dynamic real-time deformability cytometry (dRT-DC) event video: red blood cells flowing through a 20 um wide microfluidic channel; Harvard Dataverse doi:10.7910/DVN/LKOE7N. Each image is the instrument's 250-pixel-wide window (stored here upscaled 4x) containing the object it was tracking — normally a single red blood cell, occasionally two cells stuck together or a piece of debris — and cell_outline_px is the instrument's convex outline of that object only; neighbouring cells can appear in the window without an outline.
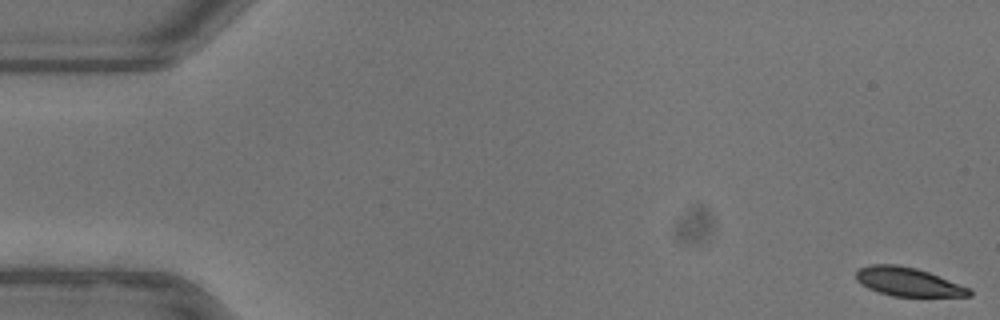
{"species": "common noctule bat (a hibernating species)", "species_latin": "Nyctalus noctula", "temperature_condition": "warm", "stored_images_in_passage": 53, "camera_frame_rate_fps": 3000, "um_per_image_px": 0.085, "animal": {"sex": "female"}, "frame": {"image": 1, "passage_image": 1, "time_ms": 0.0, "image_size_px": [1000, 320], "cell_outline_px": [[972, 296], [892, 296], [868, 288], [860, 284], [856, 280], [856, 272], [860, 268], [868, 264], [896, 264], [916, 268], [928, 272], [972, 288]], "centroid_in_image_um": [77.19, 23.95], "position_along_channel_um": 7.8, "area_um2": 18.96}}
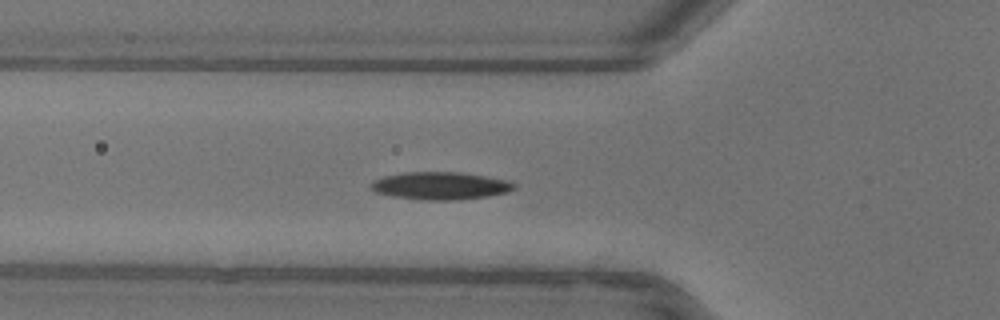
{"frame": {"image": 2, "passage_image": 19, "time_ms": 6.0, "image_size_px": [1000, 320], "cell_outline_px": [[516, 188], [508, 192], [488, 196], [456, 200], [424, 200], [392, 196], [376, 192], [372, 188], [372, 180], [384, 176], [404, 172], [460, 172], [484, 176], [504, 180], [516, 184]], "centroid_in_image_um": [37.43, 15.79], "position_along_channel_um": 88.4, "area_um2": 22.89}}
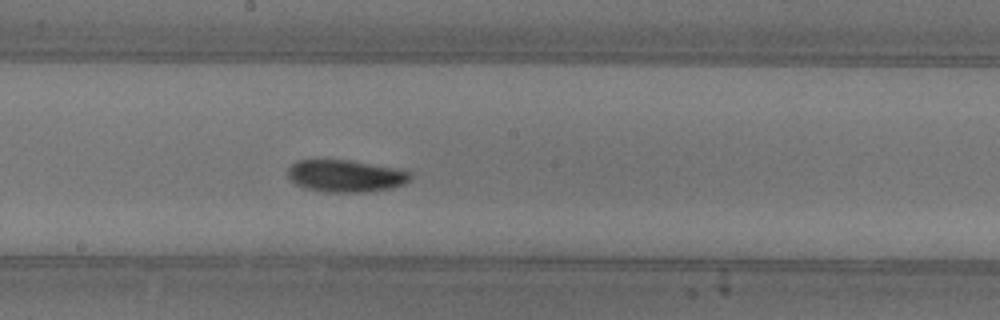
{"frame": {"image": 3, "passage_image": 29, "time_ms": 9.333, "image_size_px": [1000, 320], "cell_outline_px": [[412, 176], [404, 184], [392, 188], [364, 192], [324, 192], [308, 188], [296, 184], [288, 176], [288, 168], [296, 160], [348, 160], [392, 168], [408, 172]], "centroid_in_image_um": [29.34, 14.96], "position_along_channel_um": 218.9, "area_um2": 22.54}, "authors_computed_cell_mechanics": {"area_um2": 21.097, "velocity_mm_per_s": 3.8978, "shape_relaxation_time_tau1_ms": 3.9897, "shape_relaxation_time_tau2_ms": null, "deformation_change_tau1": 0.1458, "deformation_change_tau2": null}}